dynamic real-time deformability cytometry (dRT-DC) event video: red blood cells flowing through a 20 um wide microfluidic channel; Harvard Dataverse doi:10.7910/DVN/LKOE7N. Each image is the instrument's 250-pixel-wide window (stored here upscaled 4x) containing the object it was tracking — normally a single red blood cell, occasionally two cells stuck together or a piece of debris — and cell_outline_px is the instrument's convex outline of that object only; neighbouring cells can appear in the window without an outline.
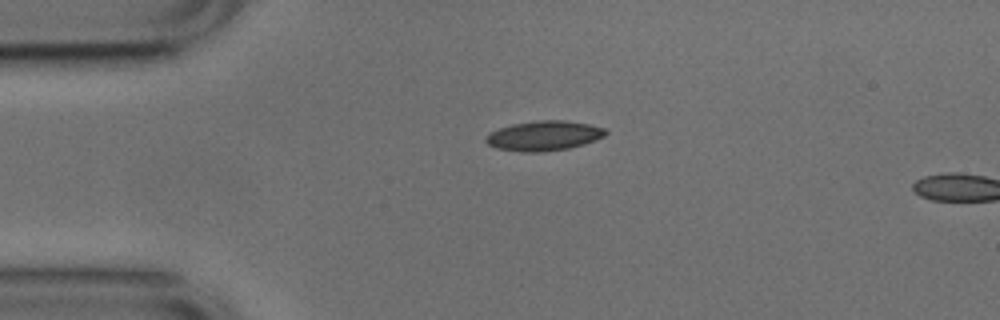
{"species": "common noctule bat (a hibernating species)", "species_latin": "Nyctalus noctula", "temperature_condition": "cold", "stored_images_in_passage": 3, "camera_frame_rate_fps": 3000, "um_per_image_px": 0.085, "animal": {"sex": "male", "body_mass_g": 17.9, "forearm_length_mm": 54.2}, "frame": {"image": 1, "passage_image": 1, "time_ms": 0.0, "image_size_px": [1000, 320], "cell_outline_px": [[608, 132], [604, 136], [596, 140], [584, 144], [568, 148], [544, 152], [520, 152], [496, 148], [488, 144], [484, 140], [488, 132], [512, 124], [536, 120], [564, 120], [588, 124], [604, 128]], "centroid_in_image_um": [46.21, 11.54], "position_along_channel_um": 38.8, "area_um2": 20.92}}